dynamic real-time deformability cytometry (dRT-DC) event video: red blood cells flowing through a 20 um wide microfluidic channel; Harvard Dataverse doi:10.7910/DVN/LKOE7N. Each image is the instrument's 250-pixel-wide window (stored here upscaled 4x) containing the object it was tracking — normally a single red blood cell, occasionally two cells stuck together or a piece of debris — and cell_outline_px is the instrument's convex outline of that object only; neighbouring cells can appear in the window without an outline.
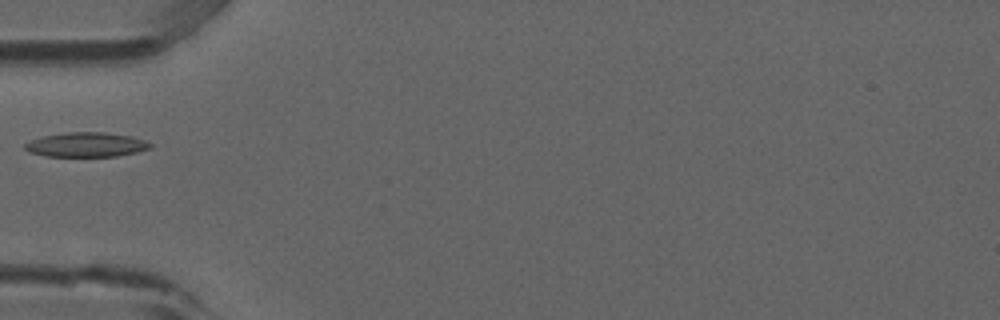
{"species": "common noctule bat (a hibernating species)", "species_latin": "Nyctalus noctula", "temperature_condition": "room temperature", "stored_images_in_passage": 5, "camera_frame_rate_fps": 3000, "um_per_image_px": 0.085, "animal": {"sex": "male", "forearm_length_mm": 52.5}, "frame": {"image": 1, "passage_image": 4, "time_ms": 1.0, "image_size_px": [1000, 320], "cell_outline_px": [[152, 148], [136, 152], [116, 156], [44, 156], [32, 152], [24, 148], [24, 144], [40, 136], [68, 132], [104, 132], [132, 136], [144, 140], [152, 144]], "centroid_in_image_um": [7.35, 12.29], "position_along_channel_um": 77.7, "area_um2": 17.86}}
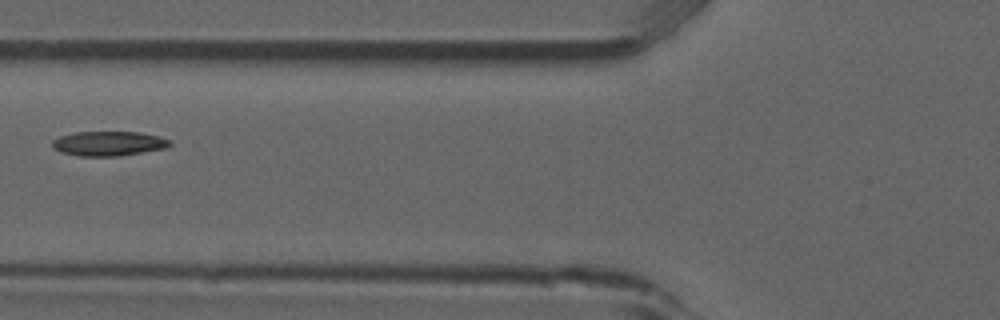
{"frame": {"image": 2, "passage_image": 5, "time_ms": 1.333, "image_size_px": [1000, 320], "cell_outline_px": [[172, 144], [168, 148], [120, 156], [80, 156], [60, 152], [52, 148], [52, 140], [60, 136], [72, 132], [140, 132], [160, 136], [168, 140]], "centroid_in_image_um": [9.23, 12.2], "position_along_channel_um": 116.6, "area_um2": 17.05}}